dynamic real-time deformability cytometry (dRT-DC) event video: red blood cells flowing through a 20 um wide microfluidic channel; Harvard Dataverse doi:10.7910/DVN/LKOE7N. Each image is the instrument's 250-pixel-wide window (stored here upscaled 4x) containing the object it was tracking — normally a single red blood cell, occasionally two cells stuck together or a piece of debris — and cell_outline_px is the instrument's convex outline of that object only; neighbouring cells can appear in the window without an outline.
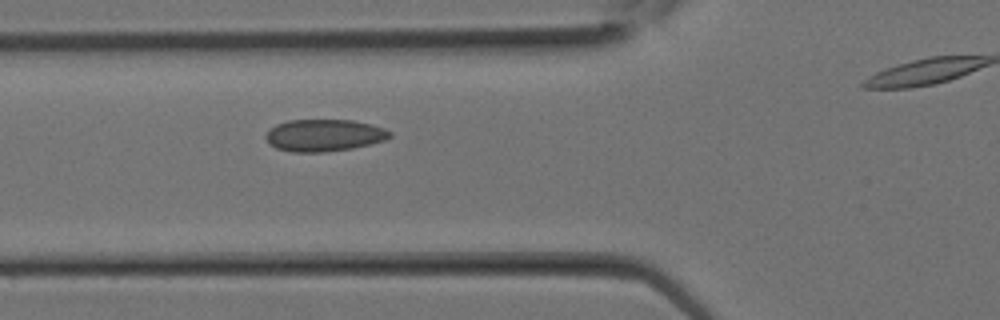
{"species": "Egyptian fruit bat (a non-hibernating species)", "species_latin": "Rousettus aegyptiacus", "temperature_condition": "room temperature", "stored_images_in_passage": 11, "segment_of_instrument_passage": [1, 2], "camera_frame_rate_fps": 3000, "um_per_image_px": 0.085, "animal": {"sex": "female"}, "frame": {"image": 1, "passage_image": 10, "time_ms": 3.0, "image_size_px": [1000, 320], "cell_outline_px": [[392, 136], [384, 140], [372, 144], [352, 148], [324, 152], [292, 152], [276, 148], [268, 144], [264, 136], [276, 124], [288, 120], [352, 120], [372, 124], [384, 128], [392, 132]], "centroid_in_image_um": [27.55, 11.5], "position_along_channel_um": 98.2, "area_um2": 23.29}}